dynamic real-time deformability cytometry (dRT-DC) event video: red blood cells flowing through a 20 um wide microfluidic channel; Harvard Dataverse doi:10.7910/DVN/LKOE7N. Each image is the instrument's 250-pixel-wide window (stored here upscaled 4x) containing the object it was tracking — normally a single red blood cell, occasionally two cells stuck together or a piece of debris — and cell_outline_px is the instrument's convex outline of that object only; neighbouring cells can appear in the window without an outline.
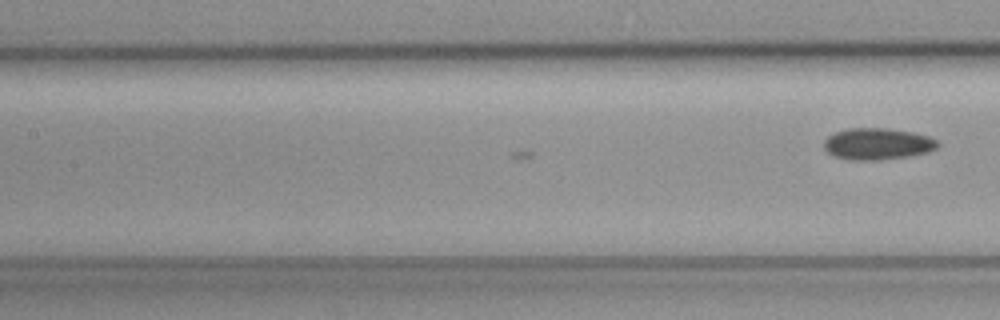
{"species": "common noctule bat (a hibernating species)", "species_latin": "Nyctalus noctula", "temperature_condition": "cold", "stored_images_in_passage": 8, "camera_frame_rate_fps": 3000, "um_per_image_px": 0.085, "animal": {"sex": "female", "body_mass_g": 19.3, "forearm_length_mm": 54.1}, "frame": {"image": 1, "passage_image": 8, "time_ms": 2.333, "image_size_px": [1000, 320], "cell_outline_px": [[940, 144], [936, 148], [928, 152], [908, 156], [880, 160], [852, 160], [832, 156], [824, 148], [824, 140], [828, 136], [836, 132], [848, 128], [884, 128], [912, 132], [928, 136], [936, 140]], "centroid_in_image_um": [74.57, 12.23], "position_along_channel_um": 132.8, "area_um2": 20.92}}